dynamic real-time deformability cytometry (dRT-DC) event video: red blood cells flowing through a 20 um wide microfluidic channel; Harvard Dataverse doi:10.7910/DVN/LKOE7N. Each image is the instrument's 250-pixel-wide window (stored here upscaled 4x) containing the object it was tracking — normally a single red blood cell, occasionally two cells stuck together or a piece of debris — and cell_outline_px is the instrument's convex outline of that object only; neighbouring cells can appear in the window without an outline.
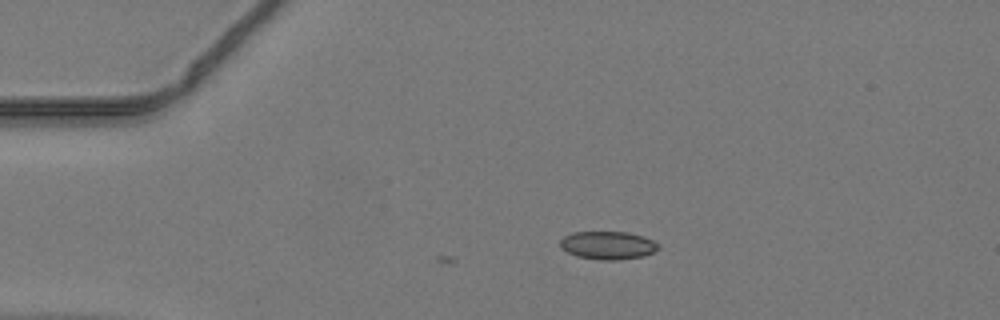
{"species": "common noctule bat (a hibernating species)", "species_latin": "Nyctalus noctula", "temperature_condition": "warm", "stored_images_in_passage": 4, "camera_frame_rate_fps": 3000, "um_per_image_px": 0.085, "animal": {"sex": "male", "body_mass_g": 19.2, "forearm_length_mm": 51.8}, "frame": {"image": 1, "passage_image": 1, "time_ms": 0.0, "image_size_px": [1000, 320], "cell_outline_px": [[660, 248], [644, 256], [620, 260], [600, 260], [576, 256], [560, 248], [560, 240], [564, 236], [572, 232], [628, 232], [644, 236], [652, 240]], "centroid_in_image_um": [51.65, 20.85], "position_along_channel_um": 33.4, "area_um2": 16.13}}